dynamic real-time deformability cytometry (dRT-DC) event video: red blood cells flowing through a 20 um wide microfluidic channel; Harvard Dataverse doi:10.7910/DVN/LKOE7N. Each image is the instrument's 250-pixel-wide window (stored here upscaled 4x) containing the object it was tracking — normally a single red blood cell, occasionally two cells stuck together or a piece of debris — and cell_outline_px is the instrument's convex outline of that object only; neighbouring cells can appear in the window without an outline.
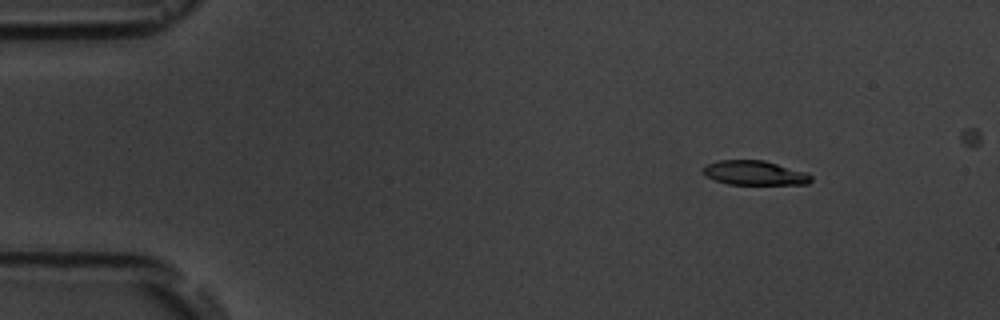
{"species": "common noctule bat (a hibernating species)", "species_latin": "Nyctalus noctula", "temperature_condition": "room temperature", "stored_images_in_passage": 9, "camera_frame_rate_fps": 3000, "um_per_image_px": 0.085, "animal": {"sex": "male", "body_mass_g": 19.5, "forearm_length_mm": 54.6}, "frame": {"image": 1, "passage_image": 2, "time_ms": 2.0, "image_size_px": [1000, 320], "cell_outline_px": [[812, 180], [808, 184], [728, 184], [704, 176], [704, 168], [708, 164], [720, 160], [764, 160], [808, 172], [812, 176]], "centroid_in_image_um": [64.19, 14.7], "position_along_channel_um": 20.8, "area_um2": 15.32}}
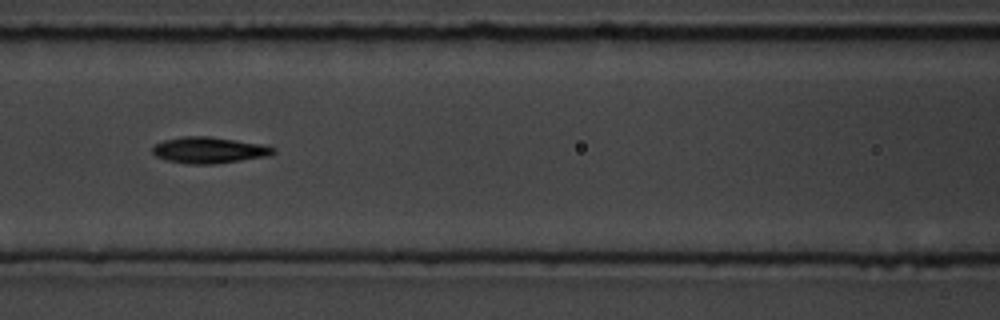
{"frame": {"image": 2, "passage_image": 7, "time_ms": 8.0, "image_size_px": [1000, 320], "cell_outline_px": [[276, 152], [268, 156], [212, 164], [188, 164], [168, 160], [156, 156], [152, 152], [152, 148], [156, 144], [164, 140], [180, 136], [208, 136], [264, 144], [276, 148]], "centroid_in_image_um": [17.79, 12.75], "position_along_channel_um": 148.8, "area_um2": 18.44}}
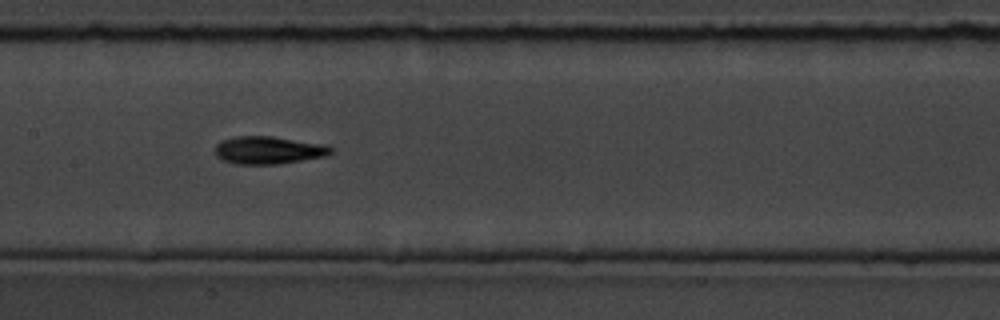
{"frame": {"image": 3, "passage_image": 8, "time_ms": 9.0, "image_size_px": [1000, 320], "cell_outline_px": [[332, 152], [328, 156], [280, 164], [236, 164], [224, 160], [216, 156], [216, 144], [220, 140], [236, 136], [272, 136], [324, 144], [332, 148]], "centroid_in_image_um": [22.83, 12.76], "position_along_channel_um": 184.6, "area_um2": 18.79}}